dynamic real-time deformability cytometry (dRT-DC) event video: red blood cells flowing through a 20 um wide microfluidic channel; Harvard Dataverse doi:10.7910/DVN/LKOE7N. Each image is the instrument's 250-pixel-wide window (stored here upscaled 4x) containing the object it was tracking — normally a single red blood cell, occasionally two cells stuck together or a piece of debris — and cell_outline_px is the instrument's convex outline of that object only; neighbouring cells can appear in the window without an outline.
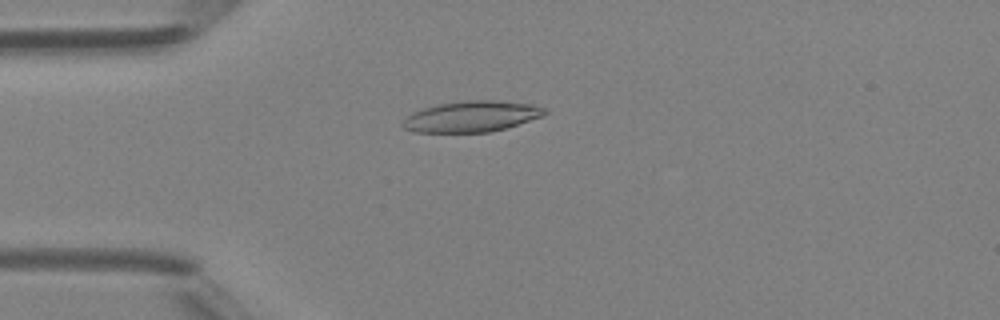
{"species": "Egyptian fruit bat (a non-hibernating species)", "species_latin": "Rousettus aegyptiacus", "temperature_condition": "room temperature", "stored_images_in_passage": 39, "camera_frame_rate_fps": 3000, "um_per_image_px": 0.085, "animal": {"sex": "female"}, "frame": {"image": 1, "passage_image": 4, "time_ms": 1.0, "image_size_px": [1000, 320], "cell_outline_px": [[548, 112], [540, 116], [492, 132], [416, 132], [404, 128], [400, 124], [412, 112], [424, 108], [440, 104], [468, 100], [496, 100], [532, 104], [544, 108]], "centroid_in_image_um": [40.05, 9.9], "position_along_channel_um": 44.9, "area_um2": 25.2}}
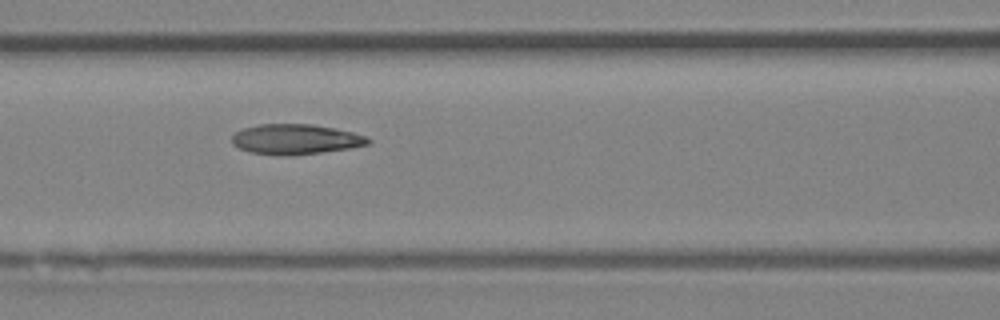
{"frame": {"image": 2, "passage_image": 12, "time_ms": 3.667, "image_size_px": [1000, 320], "cell_outline_px": [[372, 140], [368, 144], [352, 148], [288, 156], [276, 156], [248, 152], [232, 144], [232, 136], [236, 132], [244, 128], [260, 124], [312, 124], [336, 128], [352, 132], [364, 136]], "centroid_in_image_um": [25.11, 11.84], "position_along_channel_um": 141.5, "area_um2": 24.04}}
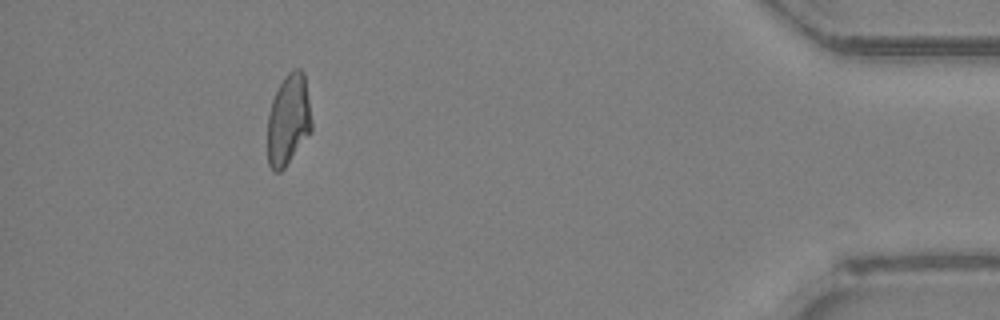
{"frame": {"image": 3, "passage_image": 35, "time_ms": 11.333, "image_size_px": [1000, 320], "cell_outline_px": [[312, 128], [284, 168], [280, 172], [272, 172], [268, 164], [268, 112], [272, 100], [284, 76], [292, 68], [300, 68], [304, 72], [312, 120]], "centroid_in_image_um": [24.5, 10.16], "position_along_channel_um": 410.7, "area_um2": 23.29}, "authors_computed_cell_mechanics": {"area_um2": 23.7558, "velocity_mm_per_s": 4.3037, "shape_relaxation_time_tau1_ms": 6.2706, "shape_relaxation_time_tau2_ms": 1.6365, "deformation_change_tau1": 0.1985, "deformation_change_tau2": 0.0805}}